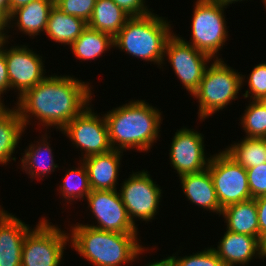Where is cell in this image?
Returning a JSON list of instances; mask_svg holds the SVG:
<instances>
[{"label": "cell", "instance_id": "obj_12", "mask_svg": "<svg viewBox=\"0 0 266 266\" xmlns=\"http://www.w3.org/2000/svg\"><path fill=\"white\" fill-rule=\"evenodd\" d=\"M10 36L11 34H7V40L4 42V52L10 87L11 90L18 92V99L28 89L44 80L47 77L45 75L47 72L43 57L33 49H29L28 45H12L8 48Z\"/></svg>", "mask_w": 266, "mask_h": 266}, {"label": "cell", "instance_id": "obj_2", "mask_svg": "<svg viewBox=\"0 0 266 266\" xmlns=\"http://www.w3.org/2000/svg\"><path fill=\"white\" fill-rule=\"evenodd\" d=\"M145 100L128 103L104 113L112 149L149 151L160 136L162 112Z\"/></svg>", "mask_w": 266, "mask_h": 266}, {"label": "cell", "instance_id": "obj_37", "mask_svg": "<svg viewBox=\"0 0 266 266\" xmlns=\"http://www.w3.org/2000/svg\"><path fill=\"white\" fill-rule=\"evenodd\" d=\"M0 17L5 22L9 19V0H0Z\"/></svg>", "mask_w": 266, "mask_h": 266}, {"label": "cell", "instance_id": "obj_33", "mask_svg": "<svg viewBox=\"0 0 266 266\" xmlns=\"http://www.w3.org/2000/svg\"><path fill=\"white\" fill-rule=\"evenodd\" d=\"M113 2L131 17L144 16L154 11L148 7L146 0H113Z\"/></svg>", "mask_w": 266, "mask_h": 266}, {"label": "cell", "instance_id": "obj_9", "mask_svg": "<svg viewBox=\"0 0 266 266\" xmlns=\"http://www.w3.org/2000/svg\"><path fill=\"white\" fill-rule=\"evenodd\" d=\"M207 168L222 209L252 198L246 168L238 164L224 150L211 155Z\"/></svg>", "mask_w": 266, "mask_h": 266}, {"label": "cell", "instance_id": "obj_20", "mask_svg": "<svg viewBox=\"0 0 266 266\" xmlns=\"http://www.w3.org/2000/svg\"><path fill=\"white\" fill-rule=\"evenodd\" d=\"M25 126L16 107L0 105V164L7 165L16 160L13 153L19 146Z\"/></svg>", "mask_w": 266, "mask_h": 266}, {"label": "cell", "instance_id": "obj_21", "mask_svg": "<svg viewBox=\"0 0 266 266\" xmlns=\"http://www.w3.org/2000/svg\"><path fill=\"white\" fill-rule=\"evenodd\" d=\"M221 215L226 223L225 230L259 239L257 206L254 198L224 207Z\"/></svg>", "mask_w": 266, "mask_h": 266}, {"label": "cell", "instance_id": "obj_35", "mask_svg": "<svg viewBox=\"0 0 266 266\" xmlns=\"http://www.w3.org/2000/svg\"><path fill=\"white\" fill-rule=\"evenodd\" d=\"M10 89L11 87L8 78L7 65H6L5 52H4V43H3L2 47L0 48V105H4V100L2 99L4 97L3 94L8 93L7 91H9Z\"/></svg>", "mask_w": 266, "mask_h": 266}, {"label": "cell", "instance_id": "obj_6", "mask_svg": "<svg viewBox=\"0 0 266 266\" xmlns=\"http://www.w3.org/2000/svg\"><path fill=\"white\" fill-rule=\"evenodd\" d=\"M224 8L228 7L212 0H197L192 12L190 40L183 39L213 59H219L218 51L229 38Z\"/></svg>", "mask_w": 266, "mask_h": 266}, {"label": "cell", "instance_id": "obj_31", "mask_svg": "<svg viewBox=\"0 0 266 266\" xmlns=\"http://www.w3.org/2000/svg\"><path fill=\"white\" fill-rule=\"evenodd\" d=\"M97 0H54L55 6L68 15L89 21Z\"/></svg>", "mask_w": 266, "mask_h": 266}, {"label": "cell", "instance_id": "obj_15", "mask_svg": "<svg viewBox=\"0 0 266 266\" xmlns=\"http://www.w3.org/2000/svg\"><path fill=\"white\" fill-rule=\"evenodd\" d=\"M212 249L225 266H246L254 258H266V246L257 237L228 230L220 238L217 247Z\"/></svg>", "mask_w": 266, "mask_h": 266}, {"label": "cell", "instance_id": "obj_4", "mask_svg": "<svg viewBox=\"0 0 266 266\" xmlns=\"http://www.w3.org/2000/svg\"><path fill=\"white\" fill-rule=\"evenodd\" d=\"M167 20L153 12L130 17L114 37L115 49L162 68L163 64L165 66L163 58L167 41L174 33Z\"/></svg>", "mask_w": 266, "mask_h": 266}, {"label": "cell", "instance_id": "obj_18", "mask_svg": "<svg viewBox=\"0 0 266 266\" xmlns=\"http://www.w3.org/2000/svg\"><path fill=\"white\" fill-rule=\"evenodd\" d=\"M182 192L185 197L198 208L209 210L221 216L217 194L208 168L197 173H187L179 176Z\"/></svg>", "mask_w": 266, "mask_h": 266}, {"label": "cell", "instance_id": "obj_14", "mask_svg": "<svg viewBox=\"0 0 266 266\" xmlns=\"http://www.w3.org/2000/svg\"><path fill=\"white\" fill-rule=\"evenodd\" d=\"M204 135L188 127L177 129L169 150L170 164L178 176L205 170L210 157L205 153Z\"/></svg>", "mask_w": 266, "mask_h": 266}, {"label": "cell", "instance_id": "obj_1", "mask_svg": "<svg viewBox=\"0 0 266 266\" xmlns=\"http://www.w3.org/2000/svg\"><path fill=\"white\" fill-rule=\"evenodd\" d=\"M48 76L14 103L25 129L34 117L46 132L51 127L61 131L92 103L91 83L71 75Z\"/></svg>", "mask_w": 266, "mask_h": 266}, {"label": "cell", "instance_id": "obj_5", "mask_svg": "<svg viewBox=\"0 0 266 266\" xmlns=\"http://www.w3.org/2000/svg\"><path fill=\"white\" fill-rule=\"evenodd\" d=\"M239 73L228 66L222 57L211 61L198 89L192 95L199 102L197 116L200 121L222 111L238 99L239 92H242V73Z\"/></svg>", "mask_w": 266, "mask_h": 266}, {"label": "cell", "instance_id": "obj_40", "mask_svg": "<svg viewBox=\"0 0 266 266\" xmlns=\"http://www.w3.org/2000/svg\"><path fill=\"white\" fill-rule=\"evenodd\" d=\"M7 33L8 29H0V48L2 47L3 43L7 40Z\"/></svg>", "mask_w": 266, "mask_h": 266}, {"label": "cell", "instance_id": "obj_10", "mask_svg": "<svg viewBox=\"0 0 266 266\" xmlns=\"http://www.w3.org/2000/svg\"><path fill=\"white\" fill-rule=\"evenodd\" d=\"M92 108L91 105L87 106L61 130L73 146L80 149L81 160L112 150L106 119Z\"/></svg>", "mask_w": 266, "mask_h": 266}, {"label": "cell", "instance_id": "obj_16", "mask_svg": "<svg viewBox=\"0 0 266 266\" xmlns=\"http://www.w3.org/2000/svg\"><path fill=\"white\" fill-rule=\"evenodd\" d=\"M0 205V266H21L22 246L32 229Z\"/></svg>", "mask_w": 266, "mask_h": 266}, {"label": "cell", "instance_id": "obj_19", "mask_svg": "<svg viewBox=\"0 0 266 266\" xmlns=\"http://www.w3.org/2000/svg\"><path fill=\"white\" fill-rule=\"evenodd\" d=\"M54 5V0H34L19 7L10 14L6 28L10 30L11 27L12 31L13 27H17L22 34H27L33 39L40 33H45L48 18Z\"/></svg>", "mask_w": 266, "mask_h": 266}, {"label": "cell", "instance_id": "obj_7", "mask_svg": "<svg viewBox=\"0 0 266 266\" xmlns=\"http://www.w3.org/2000/svg\"><path fill=\"white\" fill-rule=\"evenodd\" d=\"M68 230L63 231L45 217L25 236L21 266H60L64 250L70 243Z\"/></svg>", "mask_w": 266, "mask_h": 266}, {"label": "cell", "instance_id": "obj_27", "mask_svg": "<svg viewBox=\"0 0 266 266\" xmlns=\"http://www.w3.org/2000/svg\"><path fill=\"white\" fill-rule=\"evenodd\" d=\"M78 168L68 169L57 191L66 203L84 200L91 192L86 166L80 160ZM77 199V200H76ZM69 201V202H68Z\"/></svg>", "mask_w": 266, "mask_h": 266}, {"label": "cell", "instance_id": "obj_3", "mask_svg": "<svg viewBox=\"0 0 266 266\" xmlns=\"http://www.w3.org/2000/svg\"><path fill=\"white\" fill-rule=\"evenodd\" d=\"M70 228L72 249L94 266L130 265L149 249L140 244L139 234L102 231L83 223Z\"/></svg>", "mask_w": 266, "mask_h": 266}, {"label": "cell", "instance_id": "obj_29", "mask_svg": "<svg viewBox=\"0 0 266 266\" xmlns=\"http://www.w3.org/2000/svg\"><path fill=\"white\" fill-rule=\"evenodd\" d=\"M248 80H245V76L242 75V87L244 81L248 84V90L242 95L244 98H250V100H259L262 96L266 95V62L256 64L249 76ZM251 95V96H250Z\"/></svg>", "mask_w": 266, "mask_h": 266}, {"label": "cell", "instance_id": "obj_11", "mask_svg": "<svg viewBox=\"0 0 266 266\" xmlns=\"http://www.w3.org/2000/svg\"><path fill=\"white\" fill-rule=\"evenodd\" d=\"M163 59L172 65L175 75L191 96L198 89L209 63L213 60L174 33L167 41Z\"/></svg>", "mask_w": 266, "mask_h": 266}, {"label": "cell", "instance_id": "obj_36", "mask_svg": "<svg viewBox=\"0 0 266 266\" xmlns=\"http://www.w3.org/2000/svg\"><path fill=\"white\" fill-rule=\"evenodd\" d=\"M145 266H176L173 255L172 256H167L166 258H163L160 261H155L154 262H149Z\"/></svg>", "mask_w": 266, "mask_h": 266}, {"label": "cell", "instance_id": "obj_17", "mask_svg": "<svg viewBox=\"0 0 266 266\" xmlns=\"http://www.w3.org/2000/svg\"><path fill=\"white\" fill-rule=\"evenodd\" d=\"M124 152L111 151L86 157L82 162L86 166L91 190H117L119 168Z\"/></svg>", "mask_w": 266, "mask_h": 266}, {"label": "cell", "instance_id": "obj_41", "mask_svg": "<svg viewBox=\"0 0 266 266\" xmlns=\"http://www.w3.org/2000/svg\"><path fill=\"white\" fill-rule=\"evenodd\" d=\"M258 101L266 108V95L262 96Z\"/></svg>", "mask_w": 266, "mask_h": 266}, {"label": "cell", "instance_id": "obj_28", "mask_svg": "<svg viewBox=\"0 0 266 266\" xmlns=\"http://www.w3.org/2000/svg\"><path fill=\"white\" fill-rule=\"evenodd\" d=\"M240 118L248 138H266V108L258 100H250Z\"/></svg>", "mask_w": 266, "mask_h": 266}, {"label": "cell", "instance_id": "obj_22", "mask_svg": "<svg viewBox=\"0 0 266 266\" xmlns=\"http://www.w3.org/2000/svg\"><path fill=\"white\" fill-rule=\"evenodd\" d=\"M47 134H42L41 140H38L39 142L34 141L36 144L30 143L27 147L28 149L26 148L24 153H22L23 157L20 158L22 172L25 171L29 175V178L31 177V180H35V178L43 179L59 167L54 162V154H52L51 144L48 141L49 137H47Z\"/></svg>", "mask_w": 266, "mask_h": 266}, {"label": "cell", "instance_id": "obj_8", "mask_svg": "<svg viewBox=\"0 0 266 266\" xmlns=\"http://www.w3.org/2000/svg\"><path fill=\"white\" fill-rule=\"evenodd\" d=\"M120 187L118 192L134 226H138L135 219L142 222L155 219L163 193L148 171H132Z\"/></svg>", "mask_w": 266, "mask_h": 266}, {"label": "cell", "instance_id": "obj_39", "mask_svg": "<svg viewBox=\"0 0 266 266\" xmlns=\"http://www.w3.org/2000/svg\"><path fill=\"white\" fill-rule=\"evenodd\" d=\"M212 1H214V2H216V3H219L220 5H222V6H225V7H227V6H229L230 4H235V2H240V1H243V0H212ZM245 1V0H244ZM248 1V0H247ZM261 2H263V3H265L266 2V0H262Z\"/></svg>", "mask_w": 266, "mask_h": 266}, {"label": "cell", "instance_id": "obj_42", "mask_svg": "<svg viewBox=\"0 0 266 266\" xmlns=\"http://www.w3.org/2000/svg\"><path fill=\"white\" fill-rule=\"evenodd\" d=\"M0 29H7L6 22L0 17Z\"/></svg>", "mask_w": 266, "mask_h": 266}, {"label": "cell", "instance_id": "obj_13", "mask_svg": "<svg viewBox=\"0 0 266 266\" xmlns=\"http://www.w3.org/2000/svg\"><path fill=\"white\" fill-rule=\"evenodd\" d=\"M88 209L95 218V224H84L89 227L118 233L138 234L128 217L126 208L117 190H91L86 197Z\"/></svg>", "mask_w": 266, "mask_h": 266}, {"label": "cell", "instance_id": "obj_30", "mask_svg": "<svg viewBox=\"0 0 266 266\" xmlns=\"http://www.w3.org/2000/svg\"><path fill=\"white\" fill-rule=\"evenodd\" d=\"M176 255L178 254H173L176 266H225L211 246L202 251L193 252L189 256L183 255V257H180Z\"/></svg>", "mask_w": 266, "mask_h": 266}, {"label": "cell", "instance_id": "obj_38", "mask_svg": "<svg viewBox=\"0 0 266 266\" xmlns=\"http://www.w3.org/2000/svg\"><path fill=\"white\" fill-rule=\"evenodd\" d=\"M32 1L34 0H9V16L17 8L27 5Z\"/></svg>", "mask_w": 266, "mask_h": 266}, {"label": "cell", "instance_id": "obj_26", "mask_svg": "<svg viewBox=\"0 0 266 266\" xmlns=\"http://www.w3.org/2000/svg\"><path fill=\"white\" fill-rule=\"evenodd\" d=\"M223 149L238 164L244 168H252L265 163L266 138L244 137Z\"/></svg>", "mask_w": 266, "mask_h": 266}, {"label": "cell", "instance_id": "obj_25", "mask_svg": "<svg viewBox=\"0 0 266 266\" xmlns=\"http://www.w3.org/2000/svg\"><path fill=\"white\" fill-rule=\"evenodd\" d=\"M78 60L91 61L114 47V38L87 26L82 34L69 46ZM109 49V50H108Z\"/></svg>", "mask_w": 266, "mask_h": 266}, {"label": "cell", "instance_id": "obj_24", "mask_svg": "<svg viewBox=\"0 0 266 266\" xmlns=\"http://www.w3.org/2000/svg\"><path fill=\"white\" fill-rule=\"evenodd\" d=\"M130 17L113 0H97L87 25L114 38Z\"/></svg>", "mask_w": 266, "mask_h": 266}, {"label": "cell", "instance_id": "obj_34", "mask_svg": "<svg viewBox=\"0 0 266 266\" xmlns=\"http://www.w3.org/2000/svg\"><path fill=\"white\" fill-rule=\"evenodd\" d=\"M259 223V240L266 246V195L255 198Z\"/></svg>", "mask_w": 266, "mask_h": 266}, {"label": "cell", "instance_id": "obj_23", "mask_svg": "<svg viewBox=\"0 0 266 266\" xmlns=\"http://www.w3.org/2000/svg\"><path fill=\"white\" fill-rule=\"evenodd\" d=\"M87 26L84 19L68 15L54 5L48 18L45 33L55 43L70 46Z\"/></svg>", "mask_w": 266, "mask_h": 266}, {"label": "cell", "instance_id": "obj_32", "mask_svg": "<svg viewBox=\"0 0 266 266\" xmlns=\"http://www.w3.org/2000/svg\"><path fill=\"white\" fill-rule=\"evenodd\" d=\"M246 172L252 198L266 195V163L247 168Z\"/></svg>", "mask_w": 266, "mask_h": 266}]
</instances>
